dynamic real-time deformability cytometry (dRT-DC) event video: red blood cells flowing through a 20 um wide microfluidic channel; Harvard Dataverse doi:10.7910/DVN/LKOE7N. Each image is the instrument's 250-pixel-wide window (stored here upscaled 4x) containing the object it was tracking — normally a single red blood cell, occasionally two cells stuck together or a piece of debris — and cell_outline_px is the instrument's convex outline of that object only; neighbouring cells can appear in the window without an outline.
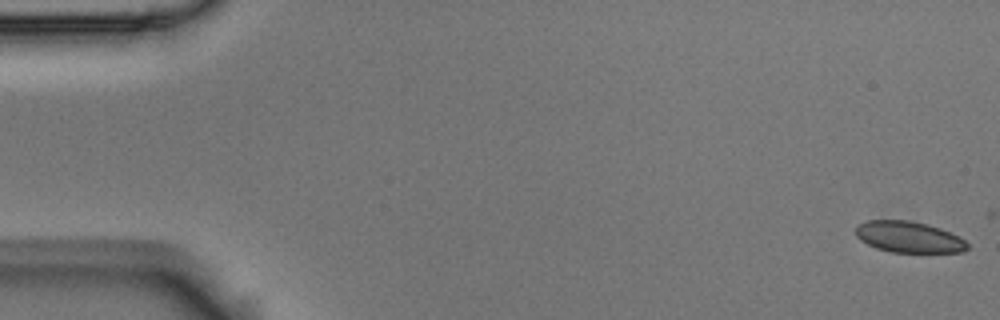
{"species": "Egyptian fruit bat (a non-hibernating species)", "species_latin": "Rousettus aegyptiacus", "temperature_condition": "room temperature", "stored_images_in_passage": 5, "camera_frame_rate_fps": 3000, "um_per_image_px": 0.085, "animal": {"sex": "male"}, "frame": {"image": 1, "passage_image": 1, "time_ms": 0.0, "image_size_px": [1000, 320], "cell_outline_px": [[968, 248], [964, 252], [892, 252], [876, 248], [860, 240], [856, 236], [856, 224], [868, 220], [908, 220], [928, 224], [940, 228], [960, 236], [968, 244]], "centroid_in_image_um": [77.25, 20.14], "position_along_channel_um": 7.8, "area_um2": 20.4}}
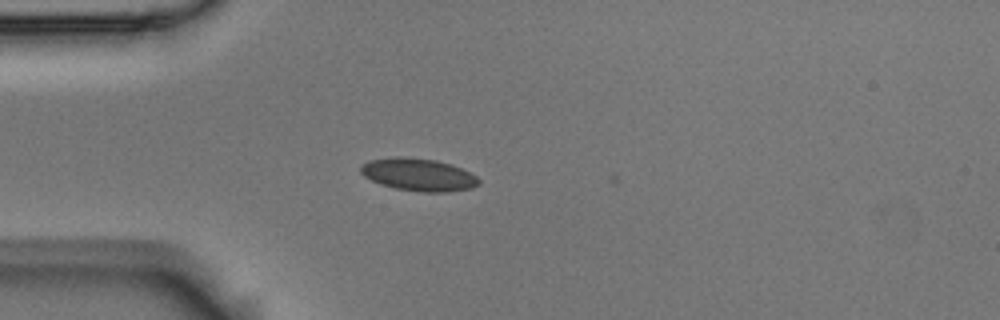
{"frame": {"image": 2, "passage_image": 5, "time_ms": 1.333, "image_size_px": [1000, 320], "cell_outline_px": [[480, 184], [472, 188], [448, 192], [424, 192], [396, 188], [380, 184], [364, 176], [360, 172], [360, 164], [368, 160], [392, 156], [400, 156], [436, 160], [452, 164], [476, 176], [480, 180]], "centroid_in_image_um": [35.55, 14.83], "position_along_channel_um": 49.5, "area_um2": 22.54}}